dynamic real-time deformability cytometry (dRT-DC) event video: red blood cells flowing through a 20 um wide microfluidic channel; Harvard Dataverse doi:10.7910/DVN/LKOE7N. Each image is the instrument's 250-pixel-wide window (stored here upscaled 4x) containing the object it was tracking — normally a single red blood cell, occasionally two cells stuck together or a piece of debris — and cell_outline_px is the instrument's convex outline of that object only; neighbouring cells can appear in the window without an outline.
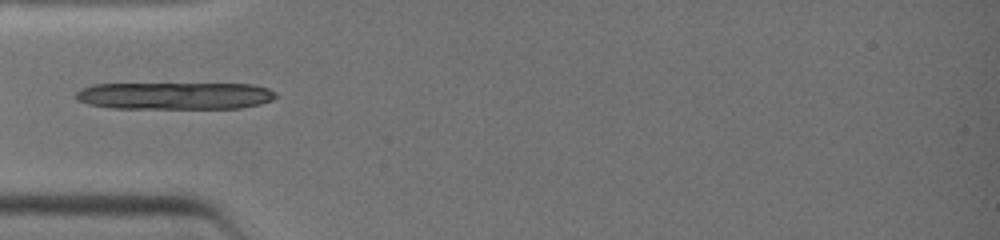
{"species": "common noctule bat (a hibernating species)", "species_latin": "Nyctalus noctula", "temperature_condition": "warm", "stored_images_in_passage": 8, "camera_frame_rate_fps": 3000, "um_per_image_px": 0.085, "animal": {"sex": "female", "body_mass_g": 19.0, "forearm_length_mm": 51.5}, "frame": {"image": 1, "passage_image": 6, "time_ms": 3.667, "image_size_px": [1000, 240], "cell_outline_px": [[276, 96], [272, 100], [260, 104], [240, 108], [112, 108], [88, 104], [76, 100], [76, 92], [92, 84], [252, 84], [268, 88], [276, 92]], "centroid_in_image_um": [14.88, 8.14], "position_along_channel_um": 70.1, "area_um2": 31.67}}
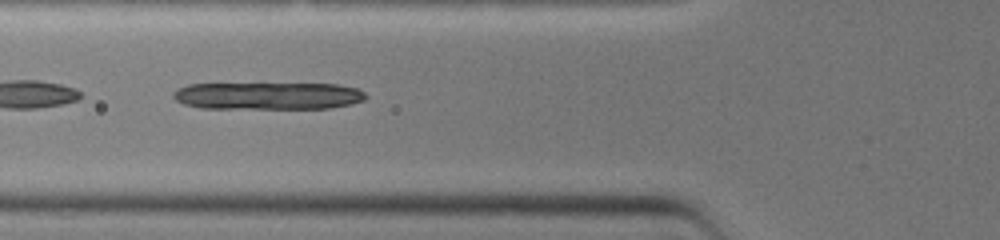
{"frame": {"image": 2, "passage_image": 7, "time_ms": 4.333, "image_size_px": [1000, 240], "cell_outline_px": [[368, 96], [364, 100], [352, 104], [328, 108], [200, 108], [184, 104], [176, 100], [172, 96], [172, 92], [188, 84], [336, 84], [356, 88], [364, 92]], "centroid_in_image_um": [22.78, 8.15], "position_along_channel_um": 103.0, "area_um2": 30.58}}